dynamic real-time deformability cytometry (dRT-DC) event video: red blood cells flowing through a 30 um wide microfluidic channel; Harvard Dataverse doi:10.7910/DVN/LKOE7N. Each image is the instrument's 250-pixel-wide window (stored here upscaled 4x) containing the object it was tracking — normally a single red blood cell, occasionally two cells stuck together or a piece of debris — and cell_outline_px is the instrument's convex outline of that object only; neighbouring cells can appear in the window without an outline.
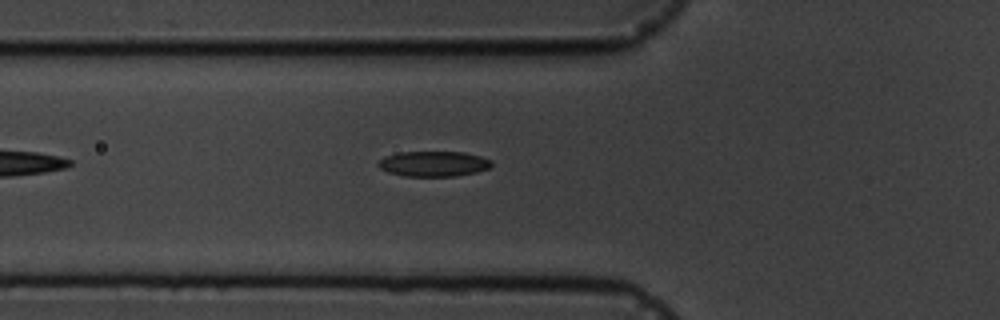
{"species": "common noctule bat (a hibernating species)", "species_latin": "Nyctalus noctula", "temperature_condition": "cold", "stored_images_in_passage": 4, "camera_frame_rate_fps": 3000, "um_per_image_px": 0.085, "animal": {"sex": "male", "body_mass_g": 19.5, "forearm_length_mm": 54.6}, "frame": {"image": 1, "passage_image": 4, "time_ms": 3.667, "image_size_px": [1000, 320], "cell_outline_px": [[492, 164], [488, 168], [476, 172], [456, 176], [404, 176], [388, 172], [380, 168], [376, 164], [384, 156], [400, 152], [464, 152], [480, 156], [492, 160]], "centroid_in_image_um": [36.84, 13.92], "position_along_channel_um": 89.0, "area_um2": 16.7}}